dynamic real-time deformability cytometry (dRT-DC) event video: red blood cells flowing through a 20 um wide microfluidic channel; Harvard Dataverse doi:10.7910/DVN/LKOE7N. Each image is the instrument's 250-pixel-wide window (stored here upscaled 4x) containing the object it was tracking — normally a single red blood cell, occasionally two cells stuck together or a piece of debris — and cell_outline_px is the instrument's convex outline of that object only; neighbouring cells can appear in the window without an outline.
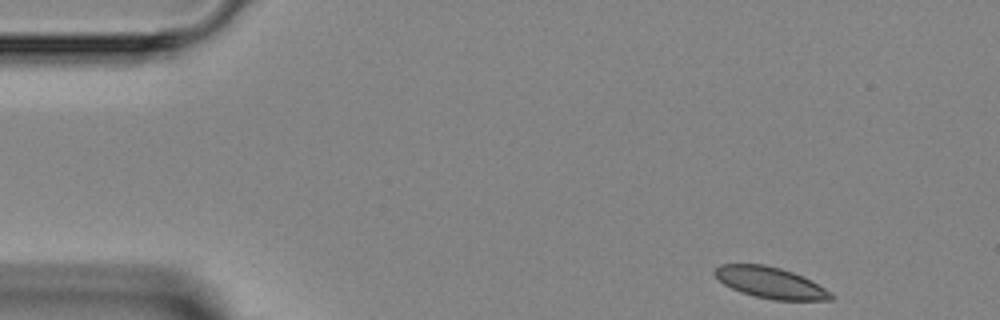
{"species": "Egyptian fruit bat (a non-hibernating species)", "species_latin": "Rousettus aegyptiacus", "temperature_condition": "room temperature", "stored_images_in_passage": 4, "camera_frame_rate_fps": 3000, "um_per_image_px": 0.085, "animal": {"sex": "female"}, "frame": {"image": 1, "passage_image": 1, "time_ms": 0.0, "image_size_px": [1000, 320], "cell_outline_px": [[836, 296], [832, 300], [772, 300], [740, 292], [724, 284], [712, 272], [720, 264], [764, 264], [780, 268], [804, 276], [832, 292]], "centroid_in_image_um": [65.52, 24.03], "position_along_channel_um": 19.5, "area_um2": 21.21}}
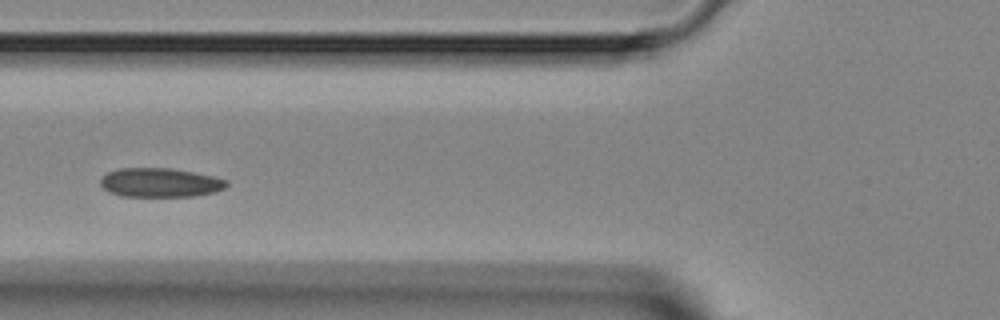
{"frame": {"image": 2, "passage_image": 4, "time_ms": 4.333, "image_size_px": [1000, 320], "cell_outline_px": [[228, 184], [224, 188], [216, 192], [192, 196], [124, 196], [108, 192], [100, 184], [100, 180], [108, 172], [120, 168], [172, 168], [212, 176], [228, 180]], "centroid_in_image_um": [13.61, 15.52], "position_along_channel_um": 112.2, "area_um2": 21.27}}